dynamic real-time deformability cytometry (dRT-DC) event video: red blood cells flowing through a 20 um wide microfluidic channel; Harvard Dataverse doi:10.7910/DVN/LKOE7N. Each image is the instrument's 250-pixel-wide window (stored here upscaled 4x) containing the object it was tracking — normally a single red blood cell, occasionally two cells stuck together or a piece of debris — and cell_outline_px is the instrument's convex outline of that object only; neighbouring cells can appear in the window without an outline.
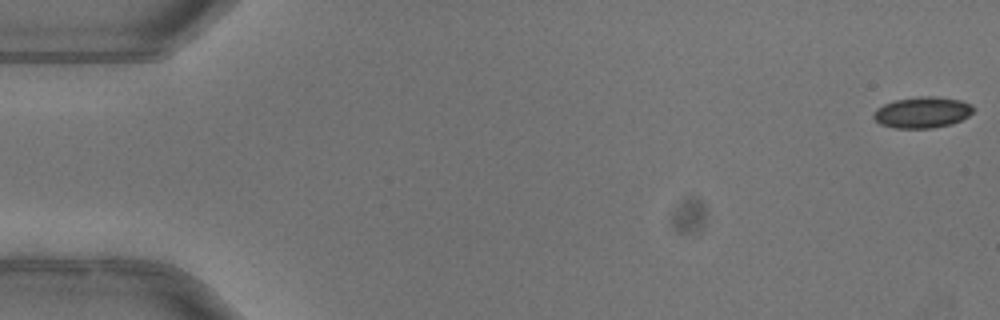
{"species": "common noctule bat (a hibernating species)", "species_latin": "Nyctalus noctula", "temperature_condition": "warm", "stored_images_in_passage": 52, "camera_frame_rate_fps": 3000, "um_per_image_px": 0.085, "animal": {"sex": "female"}, "frame": {"image": 1, "passage_image": 1, "time_ms": 0.0, "image_size_px": [1000, 320], "cell_outline_px": [[976, 108], [968, 116], [952, 124], [932, 128], [896, 128], [880, 124], [872, 116], [876, 108], [884, 104], [896, 100], [920, 96], [936, 96], [960, 100], [972, 104]], "centroid_in_image_um": [78.42, 9.55], "position_along_channel_um": 6.6, "area_um2": 18.15}}
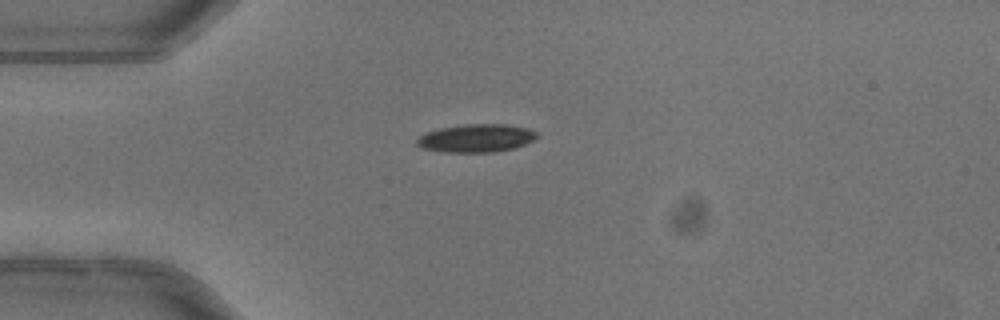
{"frame": {"image": 2, "passage_image": 14, "time_ms": 4.333, "image_size_px": [1000, 320], "cell_outline_px": [[540, 136], [524, 144], [512, 148], [492, 152], [444, 152], [420, 148], [416, 144], [416, 140], [424, 132], [440, 128], [464, 124], [504, 124], [528, 128], [536, 132]], "centroid_in_image_um": [40.44, 11.74], "position_along_channel_um": 44.6, "area_um2": 19.65}}
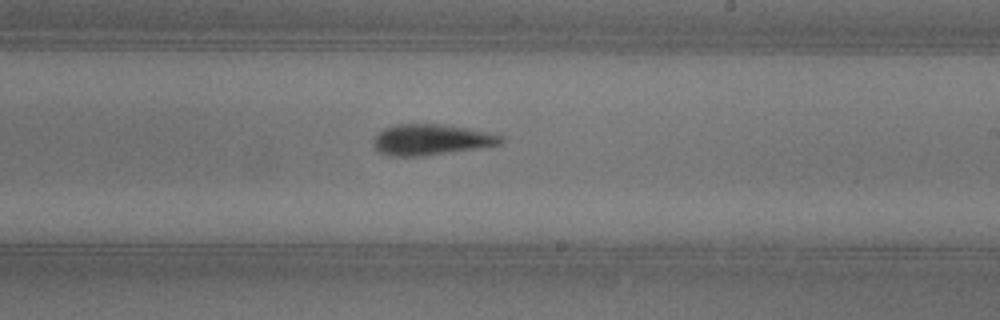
{"frame": {"image": 3, "passage_image": 31, "time_ms": 10.0, "image_size_px": [1000, 320], "cell_outline_px": [[504, 140], [500, 144], [476, 148], [420, 156], [396, 156], [380, 152], [372, 144], [372, 140], [384, 128], [396, 124], [444, 124], [468, 128], [488, 132], [504, 136]], "centroid_in_image_um": [36.65, 11.85], "position_along_channel_um": 252.3, "area_um2": 22.66}, "authors_computed_cell_mechanics": {"area_um2": 22.1374, "velocity_mm_per_s": 4.0177, "shape_relaxation_time_tau1_ms": 1.9617, "shape_relaxation_time_tau2_ms": null, "deformation_change_tau1": 0.0858, "deformation_change_tau2": null}}